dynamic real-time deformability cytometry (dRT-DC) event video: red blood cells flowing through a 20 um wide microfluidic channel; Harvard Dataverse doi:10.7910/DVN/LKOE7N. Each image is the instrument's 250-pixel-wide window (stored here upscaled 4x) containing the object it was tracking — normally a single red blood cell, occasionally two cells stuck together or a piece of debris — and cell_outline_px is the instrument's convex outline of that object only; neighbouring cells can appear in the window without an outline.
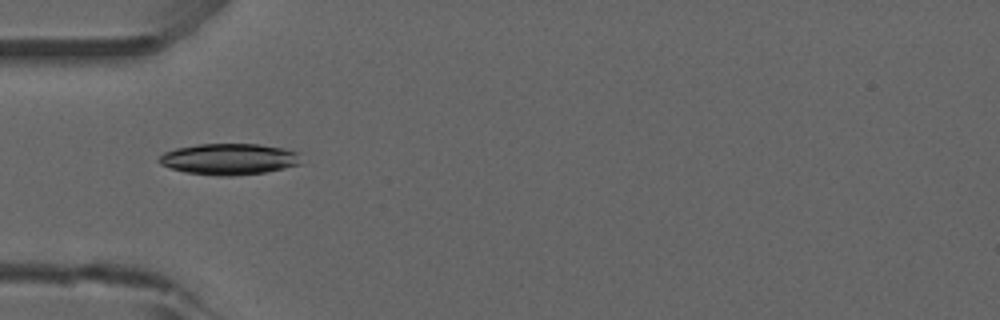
{"species": "common noctule bat (a hibernating species)", "species_latin": "Nyctalus noctula", "temperature_condition": "room temperature", "stored_images_in_passage": 10, "camera_frame_rate_fps": 3000, "um_per_image_px": 0.085, "animal": {"sex": "male", "forearm_length_mm": 52.5}, "frame": {"image": 1, "passage_image": 1, "time_ms": 0.0, "image_size_px": [1000, 320], "cell_outline_px": [[300, 164], [284, 168], [264, 172], [232, 176], [216, 176], [184, 172], [160, 164], [156, 160], [164, 152], [176, 148], [196, 144], [260, 144], [300, 152]], "centroid_in_image_um": [19.45, 13.52], "position_along_channel_um": 65.6, "area_um2": 25.89}}
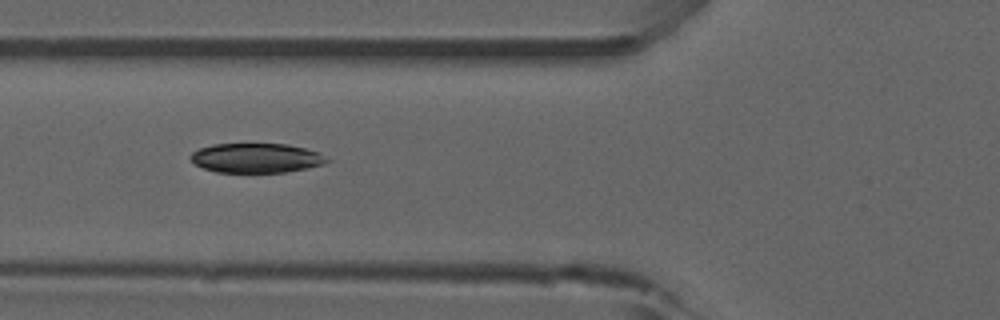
{"frame": {"image": 2, "passage_image": 4, "time_ms": 1.0, "image_size_px": [1000, 320], "cell_outline_px": [[332, 160], [324, 164], [308, 168], [284, 172], [216, 172], [204, 168], [196, 164], [188, 156], [192, 152], [200, 148], [212, 144], [288, 144], [320, 152]], "centroid_in_image_um": [21.82, 13.43], "position_along_channel_um": 104.0, "area_um2": 23.52}}
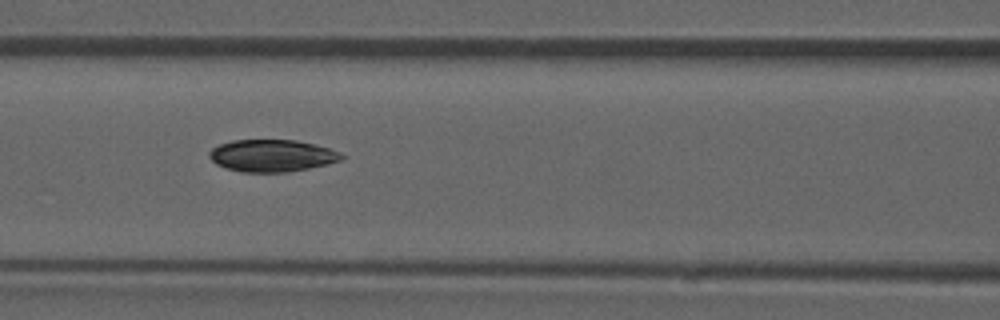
{"frame": {"image": 3, "passage_image": 7, "time_ms": 2.0, "image_size_px": [1000, 320], "cell_outline_px": [[344, 156], [340, 160], [328, 164], [288, 172], [240, 172], [216, 164], [208, 156], [208, 152], [212, 148], [220, 144], [232, 140], [296, 140], [328, 148], [340, 152]], "centroid_in_image_um": [23.09, 13.23], "position_along_channel_um": 143.5, "area_um2": 24.62}}